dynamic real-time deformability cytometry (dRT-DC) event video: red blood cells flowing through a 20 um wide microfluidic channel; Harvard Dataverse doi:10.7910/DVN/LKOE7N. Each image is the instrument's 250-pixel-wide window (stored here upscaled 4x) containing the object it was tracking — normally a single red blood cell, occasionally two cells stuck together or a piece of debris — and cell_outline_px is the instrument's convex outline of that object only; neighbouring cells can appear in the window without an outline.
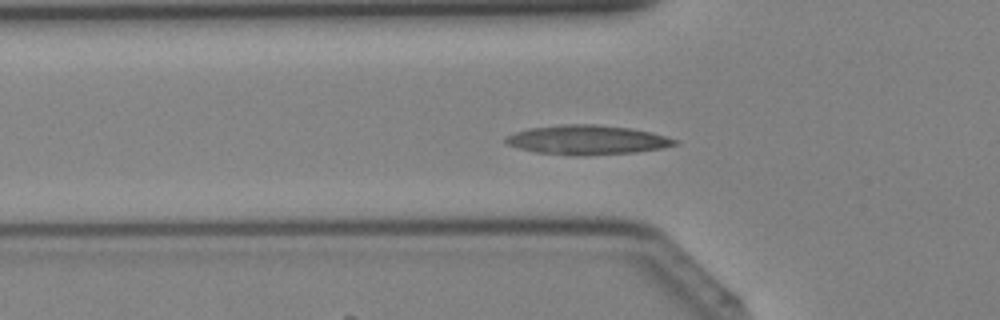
{"species": "Egyptian fruit bat (a non-hibernating species)", "species_latin": "Rousettus aegyptiacus", "temperature_condition": "cold", "stored_images_in_passage": 29, "camera_frame_rate_fps": 3000, "um_per_image_px": 0.085, "animal": {"sex": "female"}, "frame": {"image": 1, "passage_image": 6, "time_ms": 1.667, "image_size_px": [1000, 320], "cell_outline_px": [[680, 144], [664, 148], [636, 152], [580, 156], [572, 156], [536, 152], [520, 148], [508, 144], [504, 140], [508, 136], [516, 132], [528, 128], [560, 124], [596, 124], [628, 128], [652, 132], [680, 140]], "centroid_in_image_um": [49.97, 11.89], "position_along_channel_um": 75.8, "area_um2": 29.13}}
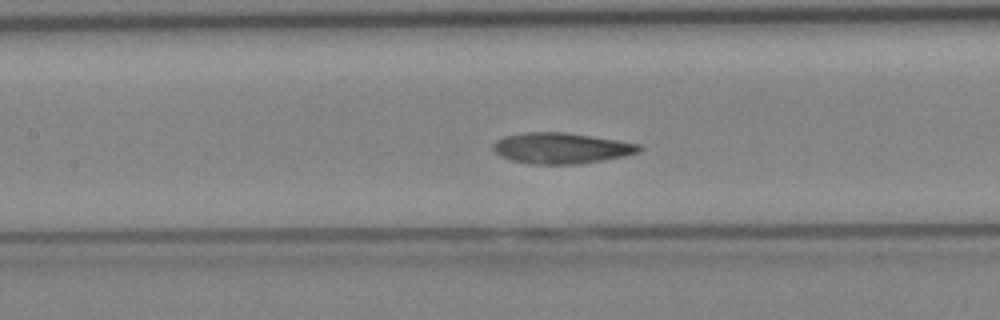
{"frame": {"image": 2, "passage_image": 11, "time_ms": 3.333, "image_size_px": [1000, 320], "cell_outline_px": [[640, 148], [636, 152], [624, 156], [576, 164], [532, 164], [512, 160], [500, 156], [492, 148], [492, 144], [496, 140], [504, 136], [524, 132], [564, 132], [616, 140], [640, 144]], "centroid_in_image_um": [47.63, 12.59], "position_along_channel_um": 159.8, "area_um2": 25.89}}
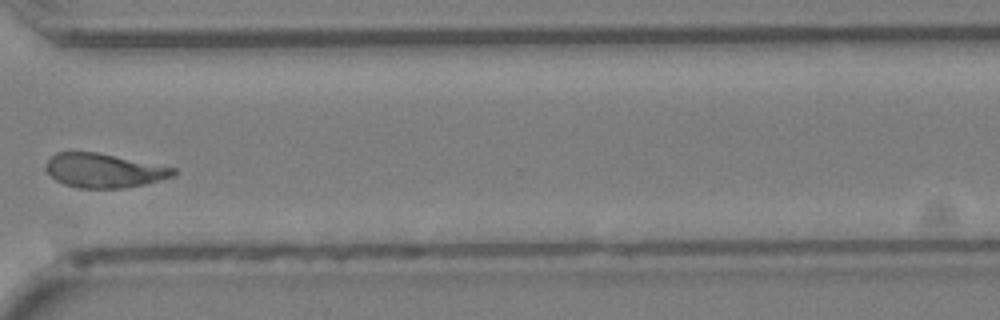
{"frame": {"image": 3, "passage_image": 23, "time_ms": 7.333, "image_size_px": [1000, 320], "cell_outline_px": [[180, 172], [176, 176], [144, 184], [124, 188], [80, 188], [64, 184], [56, 180], [44, 168], [48, 160], [56, 152], [96, 152], [176, 168]], "centroid_in_image_um": [8.87, 14.5], "position_along_channel_um": 361.7, "area_um2": 25.32}}